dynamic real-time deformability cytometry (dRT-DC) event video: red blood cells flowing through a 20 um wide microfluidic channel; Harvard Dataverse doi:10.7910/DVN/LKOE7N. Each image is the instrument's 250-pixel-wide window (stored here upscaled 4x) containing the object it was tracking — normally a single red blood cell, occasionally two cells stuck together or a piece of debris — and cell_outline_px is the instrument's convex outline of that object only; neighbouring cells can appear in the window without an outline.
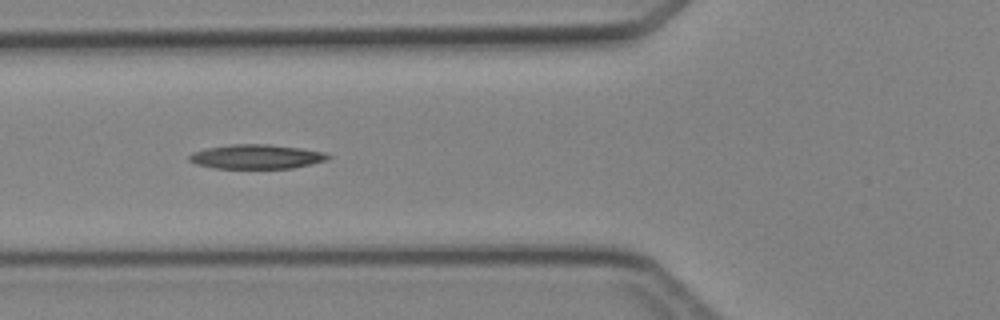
{"species": "Egyptian fruit bat (a non-hibernating species)", "species_latin": "Rousettus aegyptiacus", "temperature_condition": "cold", "stored_images_in_passage": 5, "camera_frame_rate_fps": 3000, "um_per_image_px": 0.085, "animal": {"sex": "female"}, "frame": {"image": 1, "passage_image": 5, "time_ms": 4.667, "image_size_px": [1000, 320], "cell_outline_px": [[332, 156], [328, 160], [312, 164], [292, 168], [212, 168], [196, 164], [188, 160], [188, 156], [192, 152], [208, 148], [228, 144], [268, 144], [300, 148], [324, 152]], "centroid_in_image_um": [21.79, 13.31], "position_along_channel_um": 104.0, "area_um2": 19.77}}